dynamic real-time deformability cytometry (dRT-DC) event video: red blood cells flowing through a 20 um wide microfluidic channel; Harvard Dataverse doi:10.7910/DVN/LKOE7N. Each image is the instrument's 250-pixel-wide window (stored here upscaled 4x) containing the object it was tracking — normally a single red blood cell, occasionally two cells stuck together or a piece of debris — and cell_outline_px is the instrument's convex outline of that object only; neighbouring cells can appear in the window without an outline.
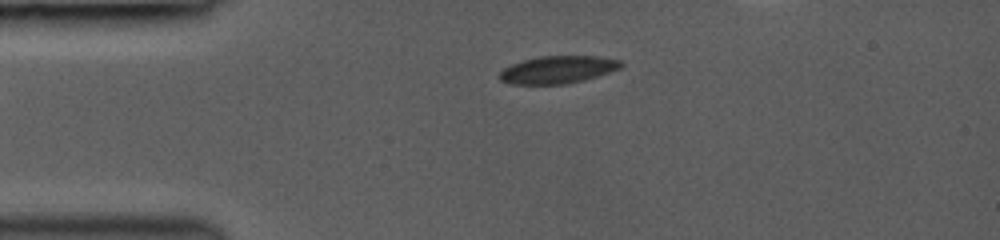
{"species": "common noctule bat (a hibernating species)", "species_latin": "Nyctalus noctula", "temperature_condition": "room temperature", "stored_images_in_passage": 8, "camera_frame_rate_fps": 3000, "um_per_image_px": 0.085, "animal": {"sex": "female", "body_mass_g": 19.0, "forearm_length_mm": 53.3}, "frame": {"image": 1, "passage_image": 1, "time_ms": 0.0, "image_size_px": [1000, 240], "cell_outline_px": [[624, 64], [620, 68], [584, 80], [564, 84], [508, 84], [500, 80], [496, 76], [504, 68], [512, 64], [524, 60], [540, 56], [596, 56], [620, 60]], "centroid_in_image_um": [47.37, 5.92], "position_along_channel_um": 37.6, "area_um2": 19.42}}
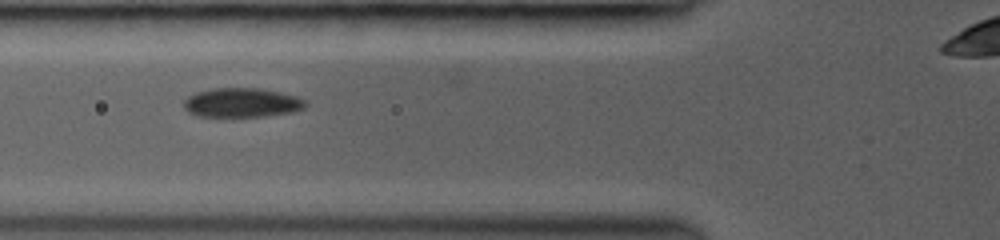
{"frame": {"image": 2, "passage_image": 6, "time_ms": 2.333, "image_size_px": [1000, 240], "cell_outline_px": [[308, 104], [304, 108], [292, 112], [264, 116], [232, 120], [196, 116], [188, 112], [184, 108], [184, 100], [192, 92], [212, 88], [260, 88], [280, 92], [296, 96], [304, 100]], "centroid_in_image_um": [20.48, 8.77], "position_along_channel_um": 105.3, "area_um2": 21.85}}